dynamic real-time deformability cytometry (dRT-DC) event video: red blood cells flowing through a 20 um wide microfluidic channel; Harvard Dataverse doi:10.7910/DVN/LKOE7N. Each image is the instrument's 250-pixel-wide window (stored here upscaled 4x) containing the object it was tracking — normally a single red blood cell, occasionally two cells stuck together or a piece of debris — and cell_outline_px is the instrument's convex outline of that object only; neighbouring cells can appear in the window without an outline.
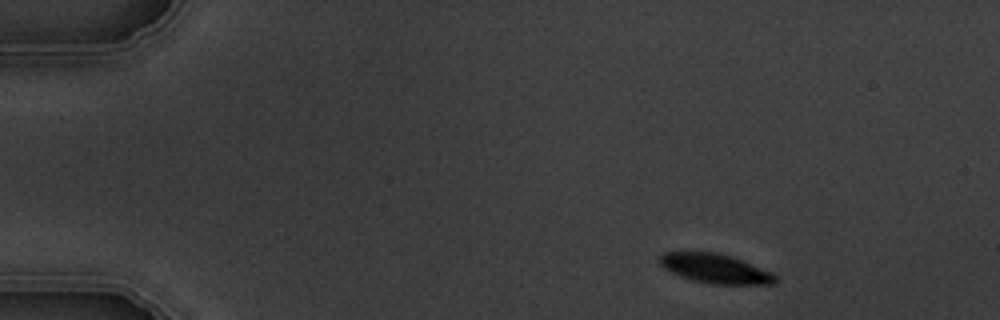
{"species": "common noctule bat (a hibernating species)", "species_latin": "Nyctalus noctula", "temperature_condition": "warm", "stored_images_in_passage": 5, "camera_frame_rate_fps": 3000, "um_per_image_px": 0.085, "animal": {"sex": "male", "body_mass_g": 19.5, "forearm_length_mm": 54.6}, "frame": {"image": 1, "passage_image": 1, "time_ms": 0.0, "image_size_px": [1000, 320], "cell_outline_px": [[776, 284], [712, 284], [692, 280], [680, 276], [664, 268], [660, 264], [660, 256], [664, 252], [716, 252], [732, 256], [772, 272], [776, 276]], "centroid_in_image_um": [60.81, 22.83], "position_along_channel_um": 24.2, "area_um2": 19.71}}
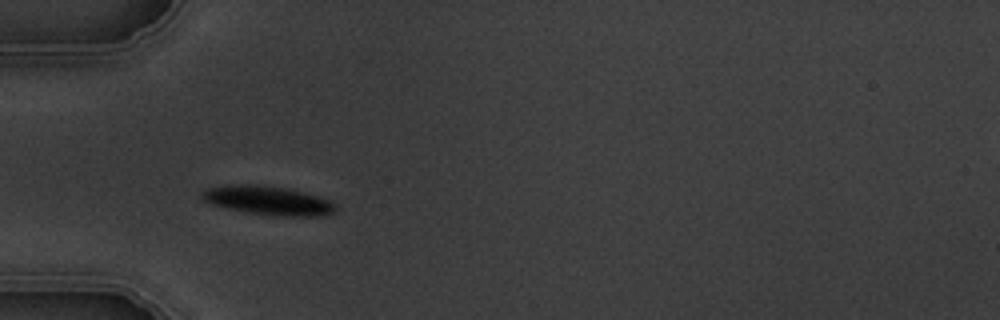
{"frame": {"image": 2, "passage_image": 4, "time_ms": 3.333, "image_size_px": [1000, 320], "cell_outline_px": [[336, 208], [332, 212], [320, 216], [276, 216], [248, 212], [228, 208], [212, 204], [204, 200], [200, 196], [200, 192], [208, 188], [224, 184], [248, 184], [288, 188], [316, 196], [328, 200], [336, 204]], "centroid_in_image_um": [22.74, 17.03], "position_along_channel_um": 62.3, "area_um2": 22.31}}